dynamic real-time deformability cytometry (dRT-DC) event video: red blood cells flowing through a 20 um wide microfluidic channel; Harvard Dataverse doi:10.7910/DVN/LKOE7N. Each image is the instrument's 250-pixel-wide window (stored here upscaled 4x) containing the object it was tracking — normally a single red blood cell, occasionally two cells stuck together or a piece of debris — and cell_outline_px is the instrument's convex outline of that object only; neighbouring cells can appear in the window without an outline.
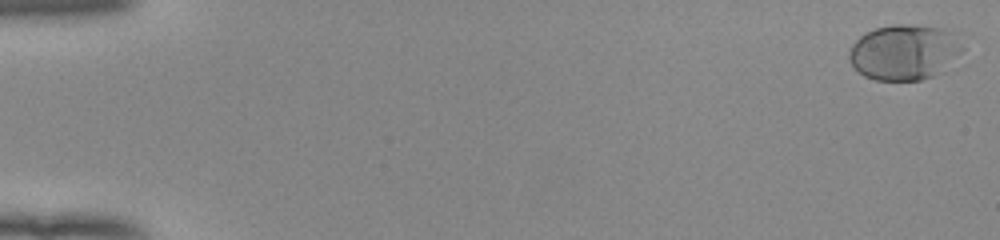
{"species": "human", "species_latin": "Homo sapiens", "temperature_condition": "room temperature", "stored_images_in_passage": 54, "camera_frame_rate_fps": 3000, "um_per_image_px": 0.085, "donor": {"sex": "female"}, "frame": {"image": 1, "passage_image": 1, "time_ms": 0.0, "image_size_px": [1000, 240], "cell_outline_px": [[964, 48], [944, 72], [920, 80], [876, 80], [864, 76], [848, 60], [848, 52], [852, 44], [864, 32], [876, 28], [892, 24], [916, 24], [948, 28], [952, 32]], "centroid_in_image_um": [76.87, 4.42], "position_along_channel_um": 8.1, "area_um2": 37.11}}
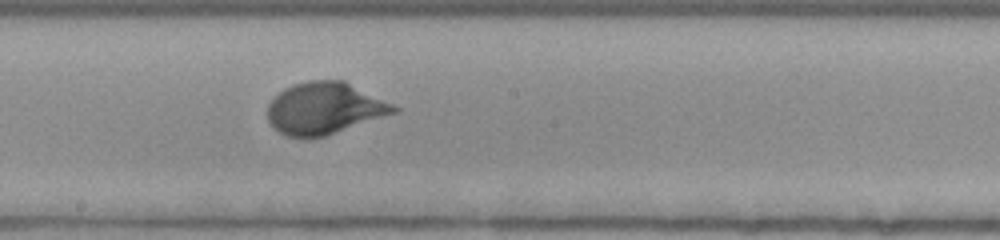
{"frame": {"image": 2, "passage_image": 31, "time_ms": 10.0, "image_size_px": [1000, 240], "cell_outline_px": [[400, 112], [324, 136], [308, 140], [304, 140], [288, 136], [272, 128], [268, 124], [268, 104], [284, 88], [292, 84], [308, 80], [344, 80], [400, 108]], "centroid_in_image_um": [27.57, 9.23], "position_along_channel_um": 220.6, "area_um2": 38.55}}
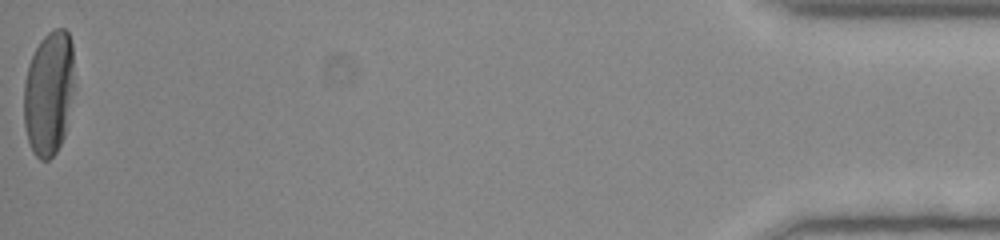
{"frame": {"image": 3, "passage_image": 54, "time_ms": 17.667, "image_size_px": [1000, 240], "cell_outline_px": [[72, 88], [64, 136], [56, 152], [48, 160], [40, 160], [32, 152], [28, 140], [24, 124], [24, 84], [28, 64], [40, 40], [48, 32], [56, 28], [64, 28], [68, 32], [72, 40]], "centroid_in_image_um": [4.11, 7.9], "position_along_channel_um": 431.1, "area_um2": 36.13}, "authors_computed_cell_mechanics": {"area_um2": 36.125, "velocity_mm_per_s": 3.9017, "shape_relaxation_time_tau1_ms": 3.3325, "shape_relaxation_time_tau2_ms": null, "deformation_change_tau1": 0.1802, "deformation_change_tau2": null}}